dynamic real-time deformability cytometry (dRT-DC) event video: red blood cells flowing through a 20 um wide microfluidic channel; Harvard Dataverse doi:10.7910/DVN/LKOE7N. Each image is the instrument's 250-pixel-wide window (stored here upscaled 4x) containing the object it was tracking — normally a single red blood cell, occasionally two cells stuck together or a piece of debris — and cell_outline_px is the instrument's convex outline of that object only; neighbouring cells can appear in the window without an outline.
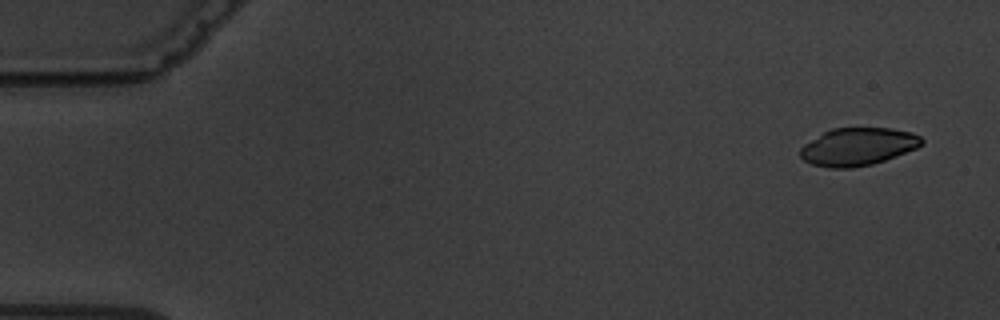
{"species": "common noctule bat (a hibernating species)", "species_latin": "Nyctalus noctula", "temperature_condition": "warm", "stored_images_in_passage": 5, "camera_frame_rate_fps": 3000, "um_per_image_px": 0.085, "animal": {"sex": "male", "body_mass_g": 19.5, "forearm_length_mm": 54.6}, "frame": {"image": 1, "passage_image": 1, "time_ms": 0.0, "image_size_px": [1000, 320], "cell_outline_px": [[924, 144], [916, 148], [884, 160], [872, 164], [852, 168], [828, 168], [812, 164], [804, 160], [800, 156], [800, 148], [804, 144], [824, 132], [832, 128], [892, 128], [912, 132], [920, 136], [924, 140]], "centroid_in_image_um": [72.92, 12.46], "position_along_channel_um": 12.1, "area_um2": 26.65}}